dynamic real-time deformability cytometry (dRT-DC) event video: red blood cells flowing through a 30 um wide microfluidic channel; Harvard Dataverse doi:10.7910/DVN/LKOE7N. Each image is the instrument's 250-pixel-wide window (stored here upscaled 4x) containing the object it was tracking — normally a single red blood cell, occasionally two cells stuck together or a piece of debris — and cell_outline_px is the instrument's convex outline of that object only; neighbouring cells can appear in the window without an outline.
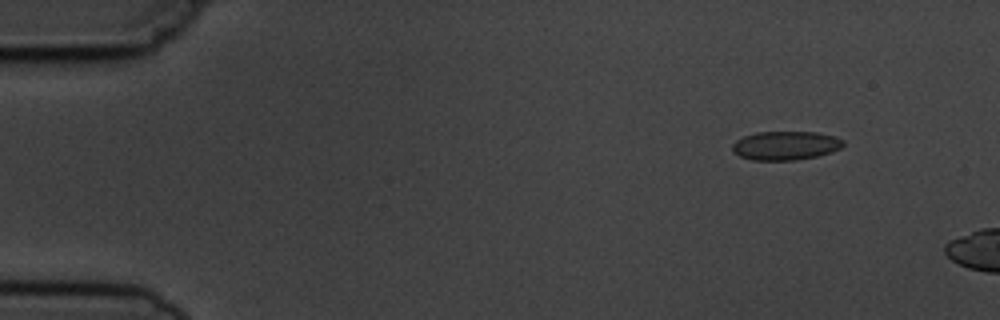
{"species": "common noctule bat (a hibernating species)", "species_latin": "Nyctalus noctula", "temperature_condition": "cold", "stored_images_in_passage": 4, "camera_frame_rate_fps": 3000, "um_per_image_px": 0.085, "animal": {"sex": "male", "body_mass_g": 19.5, "forearm_length_mm": 54.6}, "frame": {"image": 1, "passage_image": 2, "time_ms": 1.333, "image_size_px": [1000, 320], "cell_outline_px": [[844, 144], [840, 148], [832, 152], [816, 156], [796, 160], [752, 160], [740, 156], [732, 148], [732, 144], [736, 140], [744, 136], [756, 132], [816, 132], [832, 136], [844, 140]], "centroid_in_image_um": [66.77, 12.37], "position_along_channel_um": 18.2, "area_um2": 18.5}}